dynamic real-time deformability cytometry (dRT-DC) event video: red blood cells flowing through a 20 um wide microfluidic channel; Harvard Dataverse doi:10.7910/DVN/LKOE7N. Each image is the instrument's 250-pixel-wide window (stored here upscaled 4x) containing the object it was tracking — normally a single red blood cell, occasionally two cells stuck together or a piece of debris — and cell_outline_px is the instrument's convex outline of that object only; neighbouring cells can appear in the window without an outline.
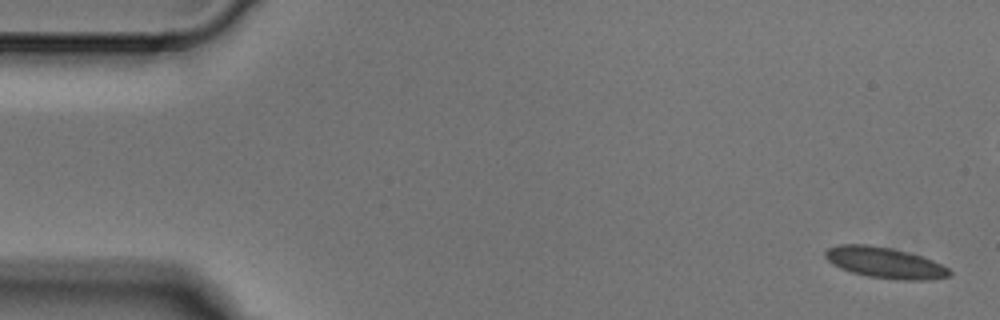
{"species": "Egyptian fruit bat (a non-hibernating species)", "species_latin": "Rousettus aegyptiacus", "temperature_condition": "cold", "stored_images_in_passage": 3, "camera_frame_rate_fps": 3000, "um_per_image_px": 0.085, "animal": {"sex": "male"}, "frame": {"image": 1, "passage_image": 1, "time_ms": 0.0, "image_size_px": [1000, 320], "cell_outline_px": [[952, 272], [948, 276], [928, 280], [900, 280], [868, 276], [852, 272], [840, 268], [832, 264], [824, 256], [824, 252], [828, 248], [836, 244], [868, 244], [892, 248], [908, 252], [932, 260], [948, 268]], "centroid_in_image_um": [75.17, 22.32], "position_along_channel_um": 9.8, "area_um2": 22.37}}